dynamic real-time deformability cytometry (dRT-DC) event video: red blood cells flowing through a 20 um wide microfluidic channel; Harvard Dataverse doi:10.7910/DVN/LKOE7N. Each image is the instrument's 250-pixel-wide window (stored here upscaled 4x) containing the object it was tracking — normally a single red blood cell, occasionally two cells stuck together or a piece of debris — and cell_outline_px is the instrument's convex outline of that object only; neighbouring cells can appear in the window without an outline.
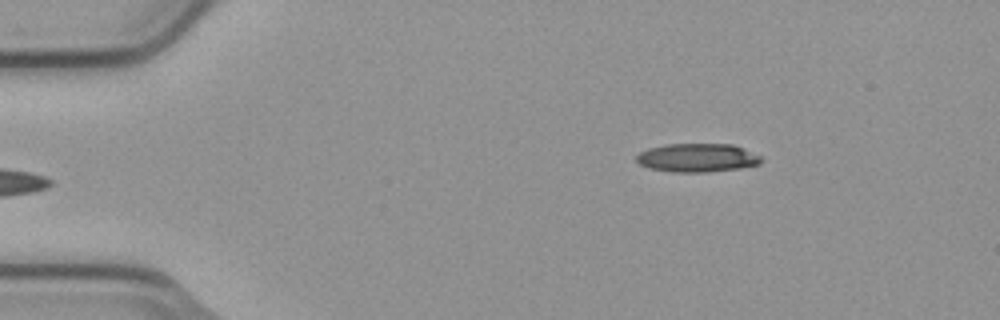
{"species": "common noctule bat (a hibernating species)", "species_latin": "Nyctalus noctula", "temperature_condition": "cold", "stored_images_in_passage": 5, "camera_frame_rate_fps": 3000, "um_per_image_px": 0.085, "animal": {"sex": "male", "body_mass_g": 23.1, "forearm_length_mm": 52.7}, "frame": {"image": 1, "passage_image": 5, "time_ms": 1.333, "image_size_px": [1000, 320], "cell_outline_px": [[764, 160], [760, 164], [740, 168], [704, 172], [672, 172], [648, 168], [640, 164], [636, 160], [636, 156], [640, 152], [648, 148], [668, 144], [732, 144], [760, 156]], "centroid_in_image_um": [59.25, 13.41], "position_along_channel_um": 25.7, "area_um2": 20.69}}